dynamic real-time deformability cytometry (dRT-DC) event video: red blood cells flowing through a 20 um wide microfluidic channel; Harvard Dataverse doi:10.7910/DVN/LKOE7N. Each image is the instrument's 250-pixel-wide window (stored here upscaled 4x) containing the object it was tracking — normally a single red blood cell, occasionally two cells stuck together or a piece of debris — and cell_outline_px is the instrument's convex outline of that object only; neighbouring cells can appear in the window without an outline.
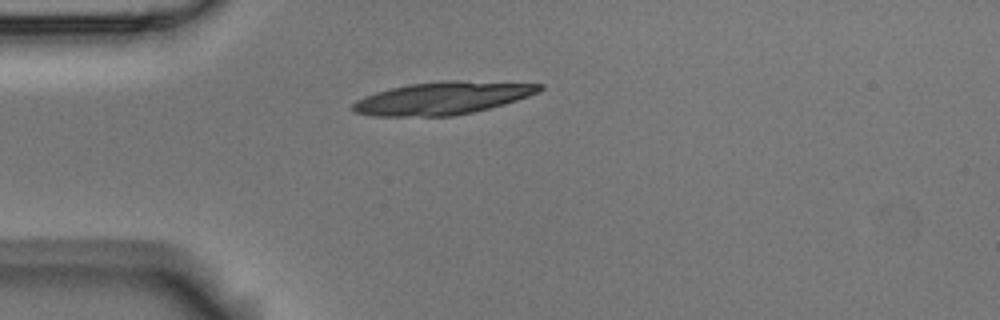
{"species": "Egyptian fruit bat (a non-hibernating species)", "species_latin": "Rousettus aegyptiacus", "temperature_condition": "room temperature", "stored_images_in_passage": 2, "camera_frame_rate_fps": 3000, "um_per_image_px": 0.085, "animal": {"sex": "male"}, "frame": {"image": 1, "passage_image": 1, "time_ms": 0.0, "image_size_px": [1000, 320], "cell_outline_px": [[544, 88], [540, 92], [504, 104], [472, 112], [452, 116], [372, 116], [356, 112], [352, 108], [352, 104], [356, 100], [364, 96], [376, 92], [408, 84], [444, 80], [452, 80], [544, 84]], "centroid_in_image_um": [37.62, 8.34], "position_along_channel_um": 47.4, "area_um2": 35.37}}